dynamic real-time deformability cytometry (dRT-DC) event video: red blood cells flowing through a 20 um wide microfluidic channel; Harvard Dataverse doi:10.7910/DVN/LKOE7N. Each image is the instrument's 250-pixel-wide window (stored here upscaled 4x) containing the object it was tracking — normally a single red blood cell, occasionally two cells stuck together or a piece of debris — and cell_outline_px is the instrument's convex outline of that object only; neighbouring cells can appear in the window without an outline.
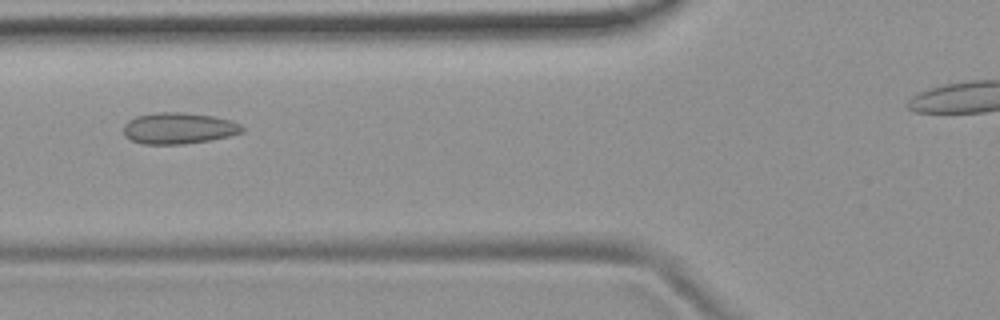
{"species": "common noctule bat (a hibernating species)", "species_latin": "Nyctalus noctula", "temperature_condition": "room temperature", "stored_images_in_passage": 32, "camera_frame_rate_fps": 3000, "um_per_image_px": 0.085, "animal": {"sex": "female", "body_mass_g": 19.9}, "frame": {"image": 1, "passage_image": 5, "time_ms": 1.333, "image_size_px": [1000, 320], "cell_outline_px": [[244, 132], [228, 136], [208, 140], [184, 144], [144, 144], [132, 140], [124, 136], [124, 124], [128, 120], [136, 116], [156, 112], [184, 112], [212, 116], [232, 120], [240, 124], [244, 128]], "centroid_in_image_um": [15.18, 10.89], "position_along_channel_um": 110.6, "area_um2": 21.68}}
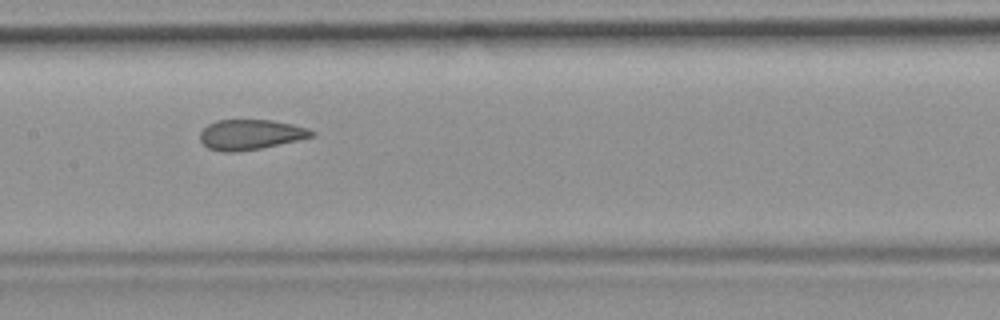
{"frame": {"image": 2, "passage_image": 11, "time_ms": 3.333, "image_size_px": [1000, 320], "cell_outline_px": [[316, 132], [312, 136], [296, 140], [260, 148], [236, 152], [220, 152], [208, 148], [200, 140], [200, 132], [208, 124], [216, 120], [272, 120], [292, 124], [308, 128]], "centroid_in_image_um": [21.25, 11.43], "position_along_channel_um": 186.1, "area_um2": 19.48}}
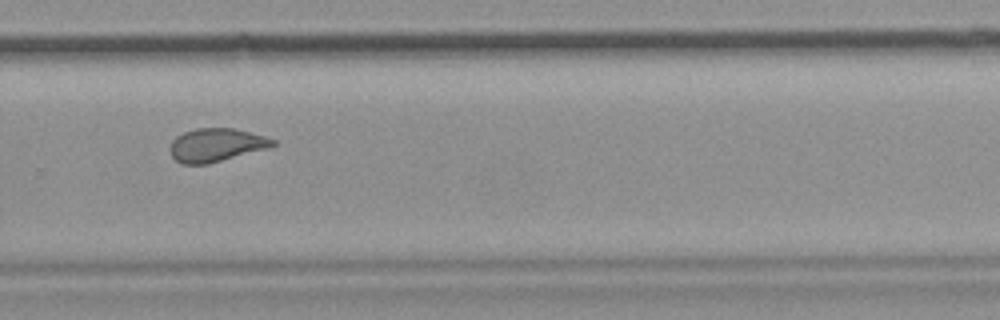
{"frame": {"image": 3, "passage_image": 21, "time_ms": 6.667, "image_size_px": [1000, 320], "cell_outline_px": [[276, 144], [268, 148], [208, 164], [180, 164], [172, 156], [168, 148], [172, 140], [176, 136], [184, 132], [196, 128], [232, 128], [264, 136], [276, 140]], "centroid_in_image_um": [18.33, 12.33], "position_along_channel_um": 311.5, "area_um2": 19.94}}